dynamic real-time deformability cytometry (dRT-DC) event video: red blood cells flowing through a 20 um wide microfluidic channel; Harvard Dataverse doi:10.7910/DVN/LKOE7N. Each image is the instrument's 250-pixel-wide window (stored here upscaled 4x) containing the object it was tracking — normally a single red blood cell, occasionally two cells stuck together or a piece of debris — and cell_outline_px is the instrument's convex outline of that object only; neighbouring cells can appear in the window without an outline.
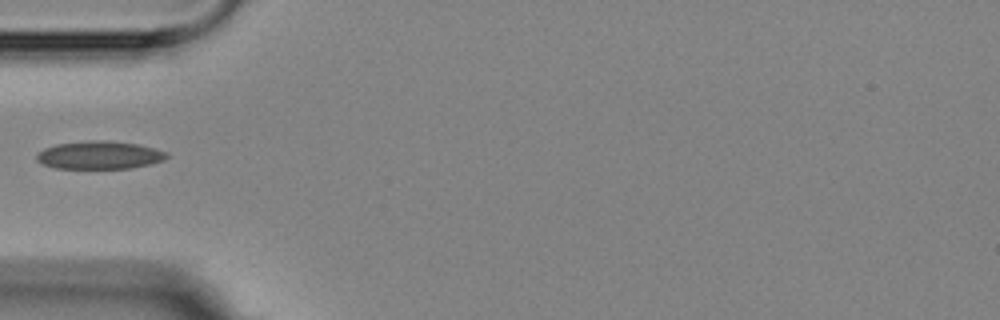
{"species": "Egyptian fruit bat (a non-hibernating species)", "species_latin": "Rousettus aegyptiacus", "temperature_condition": "room temperature", "stored_images_in_passage": 5, "camera_frame_rate_fps": 3000, "um_per_image_px": 0.085, "animal": {"sex": "female"}, "frame": {"image": 1, "passage_image": 4, "time_ms": 4.333, "image_size_px": [1000, 320], "cell_outline_px": [[168, 156], [164, 160], [152, 164], [132, 168], [56, 168], [44, 164], [36, 160], [36, 152], [44, 148], [56, 144], [88, 140], [104, 140], [140, 144], [168, 152]], "centroid_in_image_um": [8.47, 13.17], "position_along_channel_um": 76.5, "area_um2": 21.39}}
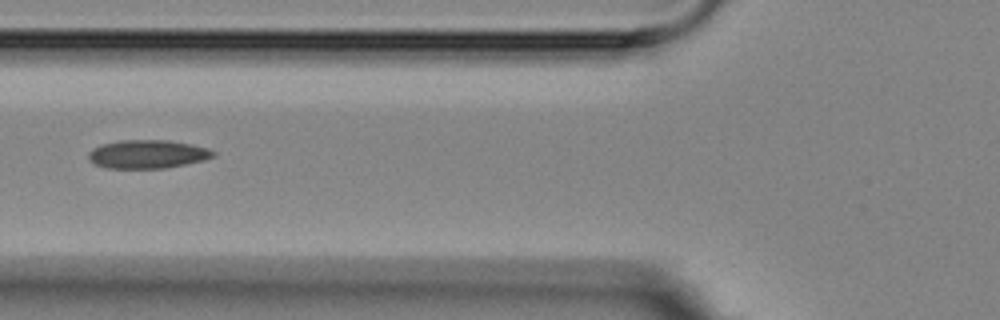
{"frame": {"image": 2, "passage_image": 5, "time_ms": 5.333, "image_size_px": [1000, 320], "cell_outline_px": [[216, 156], [204, 160], [164, 168], [108, 168], [96, 164], [88, 160], [88, 152], [92, 148], [104, 144], [120, 140], [168, 140], [192, 144], [208, 148], [216, 152]], "centroid_in_image_um": [12.55, 13.1], "position_along_channel_um": 113.2, "area_um2": 20.69}}